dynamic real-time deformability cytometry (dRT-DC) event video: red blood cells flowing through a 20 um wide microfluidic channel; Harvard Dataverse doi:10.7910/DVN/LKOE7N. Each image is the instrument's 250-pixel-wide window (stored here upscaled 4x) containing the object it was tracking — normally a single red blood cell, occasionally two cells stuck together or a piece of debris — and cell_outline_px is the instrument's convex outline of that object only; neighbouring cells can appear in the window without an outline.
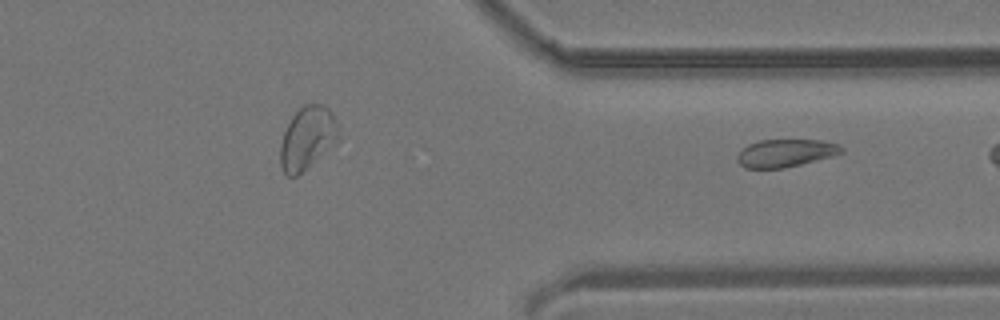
{"species": "common noctule bat (a hibernating species)", "species_latin": "Nyctalus noctula", "temperature_condition": "room temperature", "stored_images_in_passage": 23, "segment_of_instrument_passage": [2, 2], "camera_frame_rate_fps": 3000, "um_per_image_px": 0.085, "animal": {"sex": "male", "body_mass_g": 19.2, "forearm_length_mm": 51.8}, "frame": {"image": 1, "passage_image": 23, "time_ms": 7.333, "image_size_px": [1000, 320], "cell_outline_px": [[844, 152], [832, 156], [784, 168], [744, 168], [736, 160], [736, 156], [748, 144], [760, 140], [824, 140], [840, 144], [844, 148]], "centroid_in_image_um": [66.79, 13.0], "position_along_channel_um": 344.6, "area_um2": 16.88}}